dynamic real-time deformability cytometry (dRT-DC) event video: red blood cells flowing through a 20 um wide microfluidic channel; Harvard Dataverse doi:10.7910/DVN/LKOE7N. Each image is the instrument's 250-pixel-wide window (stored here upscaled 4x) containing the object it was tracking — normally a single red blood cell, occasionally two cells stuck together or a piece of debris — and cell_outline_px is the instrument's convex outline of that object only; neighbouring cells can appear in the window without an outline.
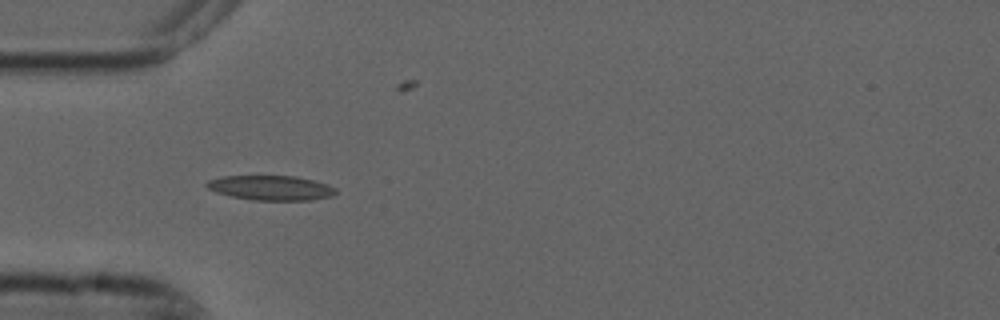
{"species": "common noctule bat (a hibernating species)", "species_latin": "Nyctalus noctula", "temperature_condition": "cold", "stored_images_in_passage": 3, "camera_frame_rate_fps": 3000, "um_per_image_px": 0.085, "animal": {"sex": "male", "forearm_length_mm": 52.5}, "frame": {"image": 1, "passage_image": 2, "time_ms": 0.333, "image_size_px": [1000, 320], "cell_outline_px": [[336, 192], [332, 196], [312, 200], [252, 200], [232, 196], [216, 192], [208, 188], [204, 184], [208, 180], [220, 176], [296, 176], [328, 184], [336, 188]], "centroid_in_image_um": [23.02, 15.96], "position_along_channel_um": 62.0, "area_um2": 18.61}}
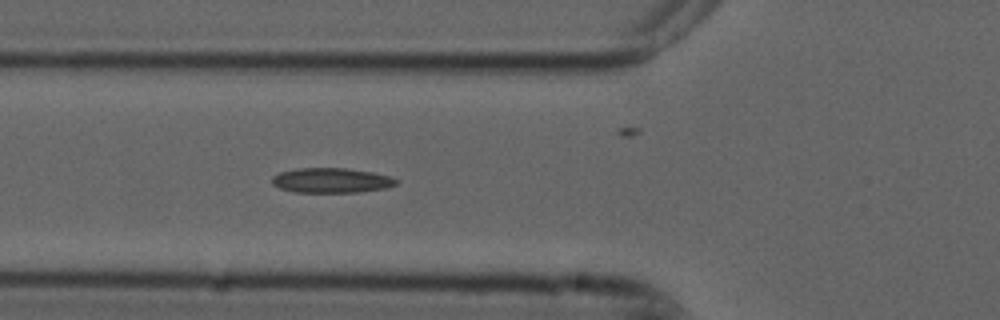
{"frame": {"image": 2, "passage_image": 3, "time_ms": 0.667, "image_size_px": [1000, 320], "cell_outline_px": [[400, 180], [396, 184], [388, 188], [356, 192], [296, 192], [280, 188], [272, 184], [272, 176], [280, 172], [300, 168], [344, 168], [372, 172], [388, 176]], "centroid_in_image_um": [28.17, 15.33], "position_along_channel_um": 97.6, "area_um2": 17.92}}